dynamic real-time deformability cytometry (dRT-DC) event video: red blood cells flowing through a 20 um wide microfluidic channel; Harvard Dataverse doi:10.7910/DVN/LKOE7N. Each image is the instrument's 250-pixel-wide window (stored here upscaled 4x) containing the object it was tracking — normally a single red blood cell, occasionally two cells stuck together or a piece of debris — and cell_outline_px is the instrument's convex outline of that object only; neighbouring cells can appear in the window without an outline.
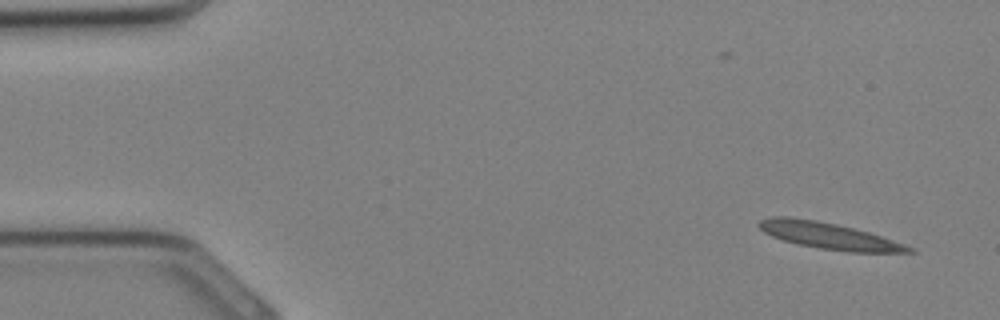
{"species": "Egyptian fruit bat (a non-hibernating species)", "species_latin": "Rousettus aegyptiacus", "temperature_condition": "cold", "stored_images_in_passage": 32, "camera_frame_rate_fps": 3000, "um_per_image_px": 0.085, "animal": {"sex": "female"}, "frame": {"image": 1, "passage_image": 1, "time_ms": 0.0, "image_size_px": [1000, 320], "cell_outline_px": [[916, 252], [852, 252], [820, 248], [796, 244], [772, 236], [764, 232], [756, 224], [760, 220], [772, 216], [792, 216], [816, 220], [836, 224], [868, 232], [916, 248]], "centroid_in_image_um": [70.42, 20.03], "position_along_channel_um": 14.6, "area_um2": 22.95}}
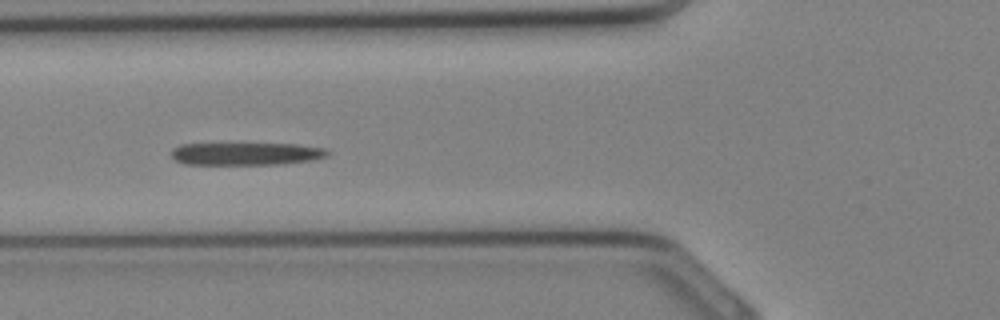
{"frame": {"image": 2, "passage_image": 11, "time_ms": 3.333, "image_size_px": [1000, 320], "cell_outline_px": [[332, 152], [328, 156], [312, 160], [284, 164], [184, 164], [176, 160], [172, 156], [172, 148], [180, 144], [296, 144], [328, 148]], "centroid_in_image_um": [20.99, 13.07], "position_along_channel_um": 104.8, "area_um2": 20.69}}
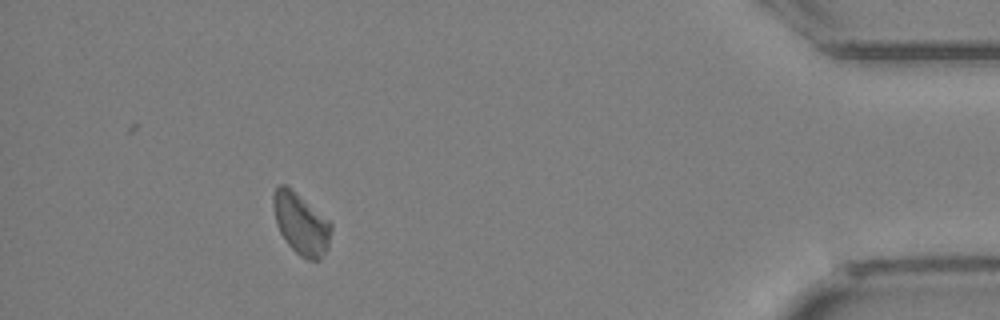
{"frame": {"image": 3, "passage_image": 29, "time_ms": 9.333, "image_size_px": [1000, 320], "cell_outline_px": [[332, 228], [328, 248], [320, 260], [308, 260], [300, 256], [288, 244], [280, 232], [276, 224], [272, 204], [272, 196], [276, 188], [280, 184], [288, 184], [328, 220], [332, 224]], "centroid_in_image_um": [25.57, 19.0], "position_along_channel_um": 409.6, "area_um2": 20.87}}